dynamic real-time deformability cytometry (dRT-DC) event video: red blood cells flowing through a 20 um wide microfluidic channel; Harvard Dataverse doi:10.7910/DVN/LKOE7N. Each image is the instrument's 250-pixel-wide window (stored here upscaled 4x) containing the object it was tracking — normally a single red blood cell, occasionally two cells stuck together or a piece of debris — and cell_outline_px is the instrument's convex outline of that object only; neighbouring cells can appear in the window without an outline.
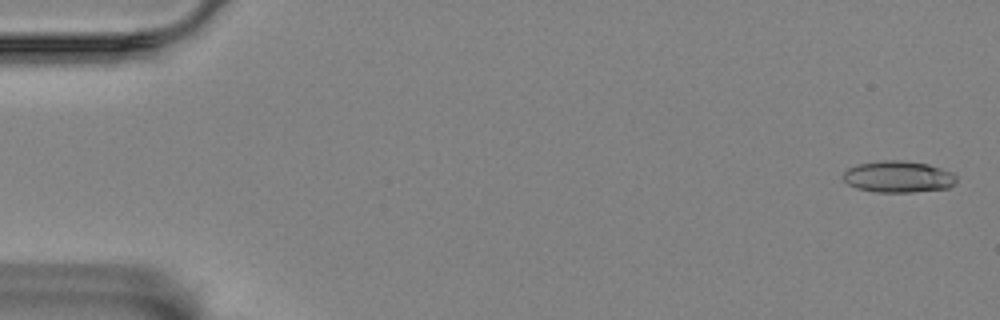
{"species": "Egyptian fruit bat (a non-hibernating species)", "species_latin": "Rousettus aegyptiacus", "temperature_condition": "room temperature", "stored_images_in_passage": 58, "camera_frame_rate_fps": 3000, "um_per_image_px": 0.085, "animal": {"sex": "female"}, "frame": {"image": 1, "passage_image": 2, "time_ms": 0.333, "image_size_px": [1000, 320], "cell_outline_px": [[956, 180], [948, 188], [912, 192], [876, 192], [856, 188], [848, 184], [844, 180], [844, 172], [848, 168], [856, 164], [880, 160], [900, 160], [928, 164], [952, 172], [956, 176]], "centroid_in_image_um": [76.33, 15.02], "position_along_channel_um": 8.7, "area_um2": 20.81}}
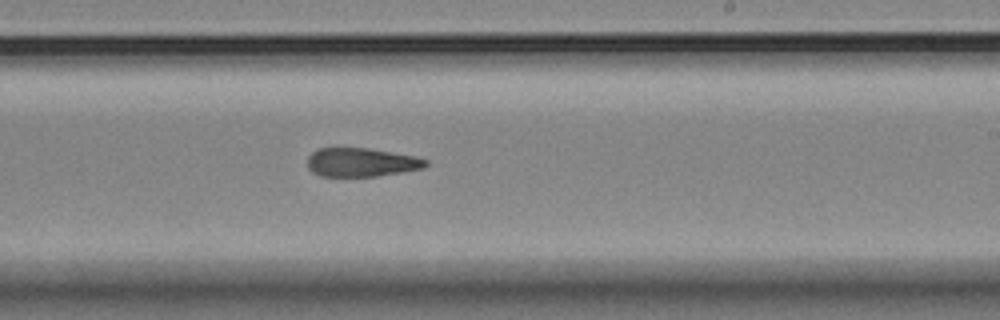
{"frame": {"image": 2, "passage_image": 35, "time_ms": 11.333, "image_size_px": [1000, 320], "cell_outline_px": [[428, 164], [424, 168], [376, 176], [320, 176], [312, 172], [308, 168], [308, 156], [312, 152], [320, 148], [368, 148], [416, 156], [428, 160]], "centroid_in_image_um": [30.72, 13.79], "position_along_channel_um": 258.3, "area_um2": 19.77}}
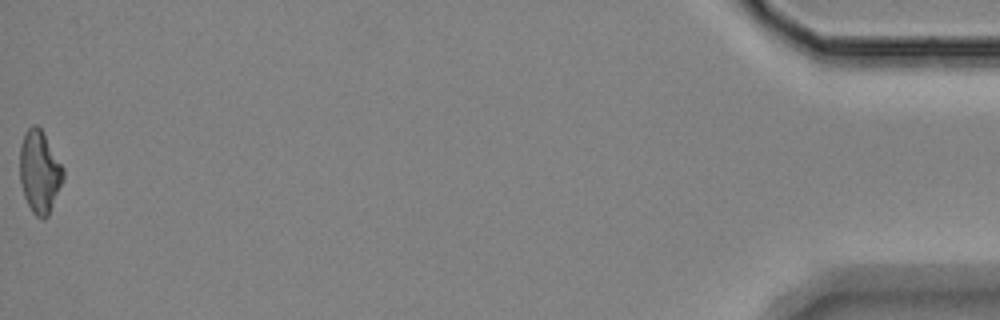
{"frame": {"image": 3, "passage_image": 58, "time_ms": 19.0, "image_size_px": [1000, 320], "cell_outline_px": [[64, 180], [48, 216], [44, 220], [36, 216], [32, 212], [24, 196], [20, 180], [20, 144], [24, 132], [32, 124], [36, 124], [40, 128], [64, 168]], "centroid_in_image_um": [3.36, 14.61], "position_along_channel_um": 431.8, "area_um2": 20.92}, "authors_computed_cell_mechanics": {"area_um2": 20.5768, "velocity_mm_per_s": 3.4907, "shape_relaxation_time_tau1_ms": null, "shape_relaxation_time_tau2_ms": 10.8525, "deformation_change_tau1": null, "deformation_change_tau2": 0.2658}}